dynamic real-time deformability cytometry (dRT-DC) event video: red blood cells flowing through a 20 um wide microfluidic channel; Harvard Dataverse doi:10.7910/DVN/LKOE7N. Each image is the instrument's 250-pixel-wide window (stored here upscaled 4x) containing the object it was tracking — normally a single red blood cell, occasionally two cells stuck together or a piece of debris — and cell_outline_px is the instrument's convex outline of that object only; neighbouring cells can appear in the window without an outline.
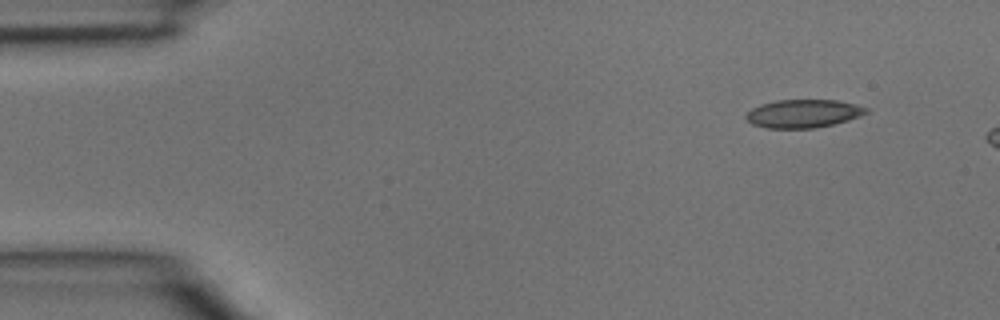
{"species": "common noctule bat (a hibernating species)", "species_latin": "Nyctalus noctula", "temperature_condition": "room temperature", "stored_images_in_passage": 2, "segment_of_instrument_passage": [2, 2], "camera_frame_rate_fps": 3000, "um_per_image_px": 0.085, "animal": {"sex": "male", "body_mass_g": 15.6}, "frame": {"image": 1, "passage_image": 2, "time_ms": 0.333, "image_size_px": [1000, 320], "cell_outline_px": [[868, 112], [860, 116], [848, 120], [816, 128], [768, 128], [752, 124], [744, 116], [752, 108], [760, 104], [776, 100], [836, 100], [868, 108]], "centroid_in_image_um": [68.25, 9.65], "position_along_channel_um": 16.7, "area_um2": 19.59}}